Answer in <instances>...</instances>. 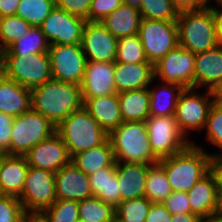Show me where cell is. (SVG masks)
<instances>
[{
    "mask_svg": "<svg viewBox=\"0 0 222 222\" xmlns=\"http://www.w3.org/2000/svg\"><path fill=\"white\" fill-rule=\"evenodd\" d=\"M194 90L197 89L184 88L178 98L174 114L177 124L186 137L189 136L190 130L204 129L210 108L217 100L213 91L206 90L205 95H200Z\"/></svg>",
    "mask_w": 222,
    "mask_h": 222,
    "instance_id": "obj_10",
    "label": "cell"
},
{
    "mask_svg": "<svg viewBox=\"0 0 222 222\" xmlns=\"http://www.w3.org/2000/svg\"><path fill=\"white\" fill-rule=\"evenodd\" d=\"M210 170L217 181V192L218 194H222V157L214 156L211 158Z\"/></svg>",
    "mask_w": 222,
    "mask_h": 222,
    "instance_id": "obj_48",
    "label": "cell"
},
{
    "mask_svg": "<svg viewBox=\"0 0 222 222\" xmlns=\"http://www.w3.org/2000/svg\"><path fill=\"white\" fill-rule=\"evenodd\" d=\"M144 191L145 197L152 203H162L173 192L164 167L159 162L149 166Z\"/></svg>",
    "mask_w": 222,
    "mask_h": 222,
    "instance_id": "obj_32",
    "label": "cell"
},
{
    "mask_svg": "<svg viewBox=\"0 0 222 222\" xmlns=\"http://www.w3.org/2000/svg\"><path fill=\"white\" fill-rule=\"evenodd\" d=\"M218 8H215L213 6V16H214L216 39L218 43L222 45V9L220 7Z\"/></svg>",
    "mask_w": 222,
    "mask_h": 222,
    "instance_id": "obj_51",
    "label": "cell"
},
{
    "mask_svg": "<svg viewBox=\"0 0 222 222\" xmlns=\"http://www.w3.org/2000/svg\"><path fill=\"white\" fill-rule=\"evenodd\" d=\"M215 1H217L216 3L219 4L222 8V0H215Z\"/></svg>",
    "mask_w": 222,
    "mask_h": 222,
    "instance_id": "obj_58",
    "label": "cell"
},
{
    "mask_svg": "<svg viewBox=\"0 0 222 222\" xmlns=\"http://www.w3.org/2000/svg\"><path fill=\"white\" fill-rule=\"evenodd\" d=\"M56 133L65 143L70 157L78 152L97 147L108 139V134L84 106L65 118L56 127Z\"/></svg>",
    "mask_w": 222,
    "mask_h": 222,
    "instance_id": "obj_5",
    "label": "cell"
},
{
    "mask_svg": "<svg viewBox=\"0 0 222 222\" xmlns=\"http://www.w3.org/2000/svg\"><path fill=\"white\" fill-rule=\"evenodd\" d=\"M150 165L116 162L121 202L145 197V184Z\"/></svg>",
    "mask_w": 222,
    "mask_h": 222,
    "instance_id": "obj_23",
    "label": "cell"
},
{
    "mask_svg": "<svg viewBox=\"0 0 222 222\" xmlns=\"http://www.w3.org/2000/svg\"><path fill=\"white\" fill-rule=\"evenodd\" d=\"M20 0H0V18L16 15Z\"/></svg>",
    "mask_w": 222,
    "mask_h": 222,
    "instance_id": "obj_49",
    "label": "cell"
},
{
    "mask_svg": "<svg viewBox=\"0 0 222 222\" xmlns=\"http://www.w3.org/2000/svg\"><path fill=\"white\" fill-rule=\"evenodd\" d=\"M89 184L94 196L116 207L121 202L119 183L116 174V161L89 175Z\"/></svg>",
    "mask_w": 222,
    "mask_h": 222,
    "instance_id": "obj_27",
    "label": "cell"
},
{
    "mask_svg": "<svg viewBox=\"0 0 222 222\" xmlns=\"http://www.w3.org/2000/svg\"><path fill=\"white\" fill-rule=\"evenodd\" d=\"M151 204L146 197L122 201L115 207V222H145Z\"/></svg>",
    "mask_w": 222,
    "mask_h": 222,
    "instance_id": "obj_35",
    "label": "cell"
},
{
    "mask_svg": "<svg viewBox=\"0 0 222 222\" xmlns=\"http://www.w3.org/2000/svg\"><path fill=\"white\" fill-rule=\"evenodd\" d=\"M54 8V0H20L16 16L21 17L31 26H40Z\"/></svg>",
    "mask_w": 222,
    "mask_h": 222,
    "instance_id": "obj_34",
    "label": "cell"
},
{
    "mask_svg": "<svg viewBox=\"0 0 222 222\" xmlns=\"http://www.w3.org/2000/svg\"><path fill=\"white\" fill-rule=\"evenodd\" d=\"M3 50L0 48V75H2Z\"/></svg>",
    "mask_w": 222,
    "mask_h": 222,
    "instance_id": "obj_56",
    "label": "cell"
},
{
    "mask_svg": "<svg viewBox=\"0 0 222 222\" xmlns=\"http://www.w3.org/2000/svg\"><path fill=\"white\" fill-rule=\"evenodd\" d=\"M138 35L146 58L153 65L179 45L176 21L142 19Z\"/></svg>",
    "mask_w": 222,
    "mask_h": 222,
    "instance_id": "obj_9",
    "label": "cell"
},
{
    "mask_svg": "<svg viewBox=\"0 0 222 222\" xmlns=\"http://www.w3.org/2000/svg\"><path fill=\"white\" fill-rule=\"evenodd\" d=\"M55 7L89 21V9L92 0H54Z\"/></svg>",
    "mask_w": 222,
    "mask_h": 222,
    "instance_id": "obj_43",
    "label": "cell"
},
{
    "mask_svg": "<svg viewBox=\"0 0 222 222\" xmlns=\"http://www.w3.org/2000/svg\"><path fill=\"white\" fill-rule=\"evenodd\" d=\"M141 20V14L137 7L122 3L101 22L108 31L120 39L138 34Z\"/></svg>",
    "mask_w": 222,
    "mask_h": 222,
    "instance_id": "obj_26",
    "label": "cell"
},
{
    "mask_svg": "<svg viewBox=\"0 0 222 222\" xmlns=\"http://www.w3.org/2000/svg\"><path fill=\"white\" fill-rule=\"evenodd\" d=\"M174 7L181 11L200 10L209 6L210 0H172Z\"/></svg>",
    "mask_w": 222,
    "mask_h": 222,
    "instance_id": "obj_47",
    "label": "cell"
},
{
    "mask_svg": "<svg viewBox=\"0 0 222 222\" xmlns=\"http://www.w3.org/2000/svg\"><path fill=\"white\" fill-rule=\"evenodd\" d=\"M123 3V0H92L89 21H101Z\"/></svg>",
    "mask_w": 222,
    "mask_h": 222,
    "instance_id": "obj_42",
    "label": "cell"
},
{
    "mask_svg": "<svg viewBox=\"0 0 222 222\" xmlns=\"http://www.w3.org/2000/svg\"><path fill=\"white\" fill-rule=\"evenodd\" d=\"M71 162L86 175L111 166L115 158L109 139L97 147L76 153L71 157Z\"/></svg>",
    "mask_w": 222,
    "mask_h": 222,
    "instance_id": "obj_29",
    "label": "cell"
},
{
    "mask_svg": "<svg viewBox=\"0 0 222 222\" xmlns=\"http://www.w3.org/2000/svg\"><path fill=\"white\" fill-rule=\"evenodd\" d=\"M194 88L215 92L222 83V45L195 55Z\"/></svg>",
    "mask_w": 222,
    "mask_h": 222,
    "instance_id": "obj_21",
    "label": "cell"
},
{
    "mask_svg": "<svg viewBox=\"0 0 222 222\" xmlns=\"http://www.w3.org/2000/svg\"><path fill=\"white\" fill-rule=\"evenodd\" d=\"M116 162L154 165V155L145 121L123 122L108 134Z\"/></svg>",
    "mask_w": 222,
    "mask_h": 222,
    "instance_id": "obj_3",
    "label": "cell"
},
{
    "mask_svg": "<svg viewBox=\"0 0 222 222\" xmlns=\"http://www.w3.org/2000/svg\"><path fill=\"white\" fill-rule=\"evenodd\" d=\"M184 87L175 83H165L161 88L149 89L150 117H168L175 114L178 98Z\"/></svg>",
    "mask_w": 222,
    "mask_h": 222,
    "instance_id": "obj_30",
    "label": "cell"
},
{
    "mask_svg": "<svg viewBox=\"0 0 222 222\" xmlns=\"http://www.w3.org/2000/svg\"><path fill=\"white\" fill-rule=\"evenodd\" d=\"M2 74L27 89H33L52 79L48 52L3 55Z\"/></svg>",
    "mask_w": 222,
    "mask_h": 222,
    "instance_id": "obj_6",
    "label": "cell"
},
{
    "mask_svg": "<svg viewBox=\"0 0 222 222\" xmlns=\"http://www.w3.org/2000/svg\"><path fill=\"white\" fill-rule=\"evenodd\" d=\"M25 214L18 198L0 195V222H22Z\"/></svg>",
    "mask_w": 222,
    "mask_h": 222,
    "instance_id": "obj_41",
    "label": "cell"
},
{
    "mask_svg": "<svg viewBox=\"0 0 222 222\" xmlns=\"http://www.w3.org/2000/svg\"><path fill=\"white\" fill-rule=\"evenodd\" d=\"M154 80V65L150 62H115L114 82L117 93L148 88Z\"/></svg>",
    "mask_w": 222,
    "mask_h": 222,
    "instance_id": "obj_20",
    "label": "cell"
},
{
    "mask_svg": "<svg viewBox=\"0 0 222 222\" xmlns=\"http://www.w3.org/2000/svg\"><path fill=\"white\" fill-rule=\"evenodd\" d=\"M204 129L209 143L222 150V102L216 100L211 106ZM210 154L211 157H222V154Z\"/></svg>",
    "mask_w": 222,
    "mask_h": 222,
    "instance_id": "obj_40",
    "label": "cell"
},
{
    "mask_svg": "<svg viewBox=\"0 0 222 222\" xmlns=\"http://www.w3.org/2000/svg\"><path fill=\"white\" fill-rule=\"evenodd\" d=\"M172 214L161 202L152 203L145 222H171Z\"/></svg>",
    "mask_w": 222,
    "mask_h": 222,
    "instance_id": "obj_46",
    "label": "cell"
},
{
    "mask_svg": "<svg viewBox=\"0 0 222 222\" xmlns=\"http://www.w3.org/2000/svg\"><path fill=\"white\" fill-rule=\"evenodd\" d=\"M24 156L28 166L46 169L54 173L71 162L67 147L56 132L32 147Z\"/></svg>",
    "mask_w": 222,
    "mask_h": 222,
    "instance_id": "obj_16",
    "label": "cell"
},
{
    "mask_svg": "<svg viewBox=\"0 0 222 222\" xmlns=\"http://www.w3.org/2000/svg\"><path fill=\"white\" fill-rule=\"evenodd\" d=\"M13 117L0 112V155H10Z\"/></svg>",
    "mask_w": 222,
    "mask_h": 222,
    "instance_id": "obj_45",
    "label": "cell"
},
{
    "mask_svg": "<svg viewBox=\"0 0 222 222\" xmlns=\"http://www.w3.org/2000/svg\"><path fill=\"white\" fill-rule=\"evenodd\" d=\"M32 26L19 16L0 18V48L4 51L28 33Z\"/></svg>",
    "mask_w": 222,
    "mask_h": 222,
    "instance_id": "obj_36",
    "label": "cell"
},
{
    "mask_svg": "<svg viewBox=\"0 0 222 222\" xmlns=\"http://www.w3.org/2000/svg\"><path fill=\"white\" fill-rule=\"evenodd\" d=\"M171 222H205L199 215L191 212L172 215Z\"/></svg>",
    "mask_w": 222,
    "mask_h": 222,
    "instance_id": "obj_50",
    "label": "cell"
},
{
    "mask_svg": "<svg viewBox=\"0 0 222 222\" xmlns=\"http://www.w3.org/2000/svg\"><path fill=\"white\" fill-rule=\"evenodd\" d=\"M22 222H47L40 213H26Z\"/></svg>",
    "mask_w": 222,
    "mask_h": 222,
    "instance_id": "obj_52",
    "label": "cell"
},
{
    "mask_svg": "<svg viewBox=\"0 0 222 222\" xmlns=\"http://www.w3.org/2000/svg\"><path fill=\"white\" fill-rule=\"evenodd\" d=\"M215 217L222 219V194H218V206Z\"/></svg>",
    "mask_w": 222,
    "mask_h": 222,
    "instance_id": "obj_53",
    "label": "cell"
},
{
    "mask_svg": "<svg viewBox=\"0 0 222 222\" xmlns=\"http://www.w3.org/2000/svg\"><path fill=\"white\" fill-rule=\"evenodd\" d=\"M40 214L47 222H77L79 220L78 201L56 200Z\"/></svg>",
    "mask_w": 222,
    "mask_h": 222,
    "instance_id": "obj_39",
    "label": "cell"
},
{
    "mask_svg": "<svg viewBox=\"0 0 222 222\" xmlns=\"http://www.w3.org/2000/svg\"><path fill=\"white\" fill-rule=\"evenodd\" d=\"M81 45L88 61L115 62L116 60L118 39L101 21H86Z\"/></svg>",
    "mask_w": 222,
    "mask_h": 222,
    "instance_id": "obj_15",
    "label": "cell"
},
{
    "mask_svg": "<svg viewBox=\"0 0 222 222\" xmlns=\"http://www.w3.org/2000/svg\"><path fill=\"white\" fill-rule=\"evenodd\" d=\"M79 220L83 222H115V207L97 196L78 201Z\"/></svg>",
    "mask_w": 222,
    "mask_h": 222,
    "instance_id": "obj_33",
    "label": "cell"
},
{
    "mask_svg": "<svg viewBox=\"0 0 222 222\" xmlns=\"http://www.w3.org/2000/svg\"><path fill=\"white\" fill-rule=\"evenodd\" d=\"M142 0H123L124 4L131 5L133 7H140Z\"/></svg>",
    "mask_w": 222,
    "mask_h": 222,
    "instance_id": "obj_54",
    "label": "cell"
},
{
    "mask_svg": "<svg viewBox=\"0 0 222 222\" xmlns=\"http://www.w3.org/2000/svg\"><path fill=\"white\" fill-rule=\"evenodd\" d=\"M162 203L172 215L191 212L187 192L173 191Z\"/></svg>",
    "mask_w": 222,
    "mask_h": 222,
    "instance_id": "obj_44",
    "label": "cell"
},
{
    "mask_svg": "<svg viewBox=\"0 0 222 222\" xmlns=\"http://www.w3.org/2000/svg\"><path fill=\"white\" fill-rule=\"evenodd\" d=\"M29 166L24 155H0V193L19 198Z\"/></svg>",
    "mask_w": 222,
    "mask_h": 222,
    "instance_id": "obj_22",
    "label": "cell"
},
{
    "mask_svg": "<svg viewBox=\"0 0 222 222\" xmlns=\"http://www.w3.org/2000/svg\"><path fill=\"white\" fill-rule=\"evenodd\" d=\"M216 99L222 102V83L219 88L214 92Z\"/></svg>",
    "mask_w": 222,
    "mask_h": 222,
    "instance_id": "obj_55",
    "label": "cell"
},
{
    "mask_svg": "<svg viewBox=\"0 0 222 222\" xmlns=\"http://www.w3.org/2000/svg\"><path fill=\"white\" fill-rule=\"evenodd\" d=\"M31 91V109L56 127L72 112L83 107L81 86L51 79Z\"/></svg>",
    "mask_w": 222,
    "mask_h": 222,
    "instance_id": "obj_1",
    "label": "cell"
},
{
    "mask_svg": "<svg viewBox=\"0 0 222 222\" xmlns=\"http://www.w3.org/2000/svg\"><path fill=\"white\" fill-rule=\"evenodd\" d=\"M211 155L194 142L170 157L159 160L173 191L188 192L210 171Z\"/></svg>",
    "mask_w": 222,
    "mask_h": 222,
    "instance_id": "obj_2",
    "label": "cell"
},
{
    "mask_svg": "<svg viewBox=\"0 0 222 222\" xmlns=\"http://www.w3.org/2000/svg\"><path fill=\"white\" fill-rule=\"evenodd\" d=\"M176 23L179 46L195 55L219 45L216 39L213 6L200 10L181 11Z\"/></svg>",
    "mask_w": 222,
    "mask_h": 222,
    "instance_id": "obj_4",
    "label": "cell"
},
{
    "mask_svg": "<svg viewBox=\"0 0 222 222\" xmlns=\"http://www.w3.org/2000/svg\"><path fill=\"white\" fill-rule=\"evenodd\" d=\"M86 20L55 7L40 25L50 45L81 44Z\"/></svg>",
    "mask_w": 222,
    "mask_h": 222,
    "instance_id": "obj_14",
    "label": "cell"
},
{
    "mask_svg": "<svg viewBox=\"0 0 222 222\" xmlns=\"http://www.w3.org/2000/svg\"><path fill=\"white\" fill-rule=\"evenodd\" d=\"M119 108L124 122L146 121L150 116L149 88L118 93Z\"/></svg>",
    "mask_w": 222,
    "mask_h": 222,
    "instance_id": "obj_28",
    "label": "cell"
},
{
    "mask_svg": "<svg viewBox=\"0 0 222 222\" xmlns=\"http://www.w3.org/2000/svg\"><path fill=\"white\" fill-rule=\"evenodd\" d=\"M205 222H222V219L217 218V217H213L212 219L207 220V221H205Z\"/></svg>",
    "mask_w": 222,
    "mask_h": 222,
    "instance_id": "obj_57",
    "label": "cell"
},
{
    "mask_svg": "<svg viewBox=\"0 0 222 222\" xmlns=\"http://www.w3.org/2000/svg\"><path fill=\"white\" fill-rule=\"evenodd\" d=\"M10 155H25L32 147L56 132L46 117L30 109L13 119Z\"/></svg>",
    "mask_w": 222,
    "mask_h": 222,
    "instance_id": "obj_7",
    "label": "cell"
},
{
    "mask_svg": "<svg viewBox=\"0 0 222 222\" xmlns=\"http://www.w3.org/2000/svg\"><path fill=\"white\" fill-rule=\"evenodd\" d=\"M138 9L148 20L176 21L179 14L172 0H142Z\"/></svg>",
    "mask_w": 222,
    "mask_h": 222,
    "instance_id": "obj_37",
    "label": "cell"
},
{
    "mask_svg": "<svg viewBox=\"0 0 222 222\" xmlns=\"http://www.w3.org/2000/svg\"><path fill=\"white\" fill-rule=\"evenodd\" d=\"M115 62L142 63L148 62L138 34L118 39Z\"/></svg>",
    "mask_w": 222,
    "mask_h": 222,
    "instance_id": "obj_38",
    "label": "cell"
},
{
    "mask_svg": "<svg viewBox=\"0 0 222 222\" xmlns=\"http://www.w3.org/2000/svg\"><path fill=\"white\" fill-rule=\"evenodd\" d=\"M18 199L25 213H41L49 208L57 200L55 173L29 166L24 188Z\"/></svg>",
    "mask_w": 222,
    "mask_h": 222,
    "instance_id": "obj_11",
    "label": "cell"
},
{
    "mask_svg": "<svg viewBox=\"0 0 222 222\" xmlns=\"http://www.w3.org/2000/svg\"><path fill=\"white\" fill-rule=\"evenodd\" d=\"M48 54L52 79L81 85L87 62L81 44H53Z\"/></svg>",
    "mask_w": 222,
    "mask_h": 222,
    "instance_id": "obj_12",
    "label": "cell"
},
{
    "mask_svg": "<svg viewBox=\"0 0 222 222\" xmlns=\"http://www.w3.org/2000/svg\"><path fill=\"white\" fill-rule=\"evenodd\" d=\"M145 123L151 149L159 160L179 153L192 144L181 131L174 115L149 116Z\"/></svg>",
    "mask_w": 222,
    "mask_h": 222,
    "instance_id": "obj_8",
    "label": "cell"
},
{
    "mask_svg": "<svg viewBox=\"0 0 222 222\" xmlns=\"http://www.w3.org/2000/svg\"><path fill=\"white\" fill-rule=\"evenodd\" d=\"M57 200L81 201L93 196L89 175L79 170L72 162L55 173Z\"/></svg>",
    "mask_w": 222,
    "mask_h": 222,
    "instance_id": "obj_18",
    "label": "cell"
},
{
    "mask_svg": "<svg viewBox=\"0 0 222 222\" xmlns=\"http://www.w3.org/2000/svg\"><path fill=\"white\" fill-rule=\"evenodd\" d=\"M115 62L88 61L85 66L84 78L81 83L83 103L88 98L115 94L114 82Z\"/></svg>",
    "mask_w": 222,
    "mask_h": 222,
    "instance_id": "obj_17",
    "label": "cell"
},
{
    "mask_svg": "<svg viewBox=\"0 0 222 222\" xmlns=\"http://www.w3.org/2000/svg\"><path fill=\"white\" fill-rule=\"evenodd\" d=\"M50 44L42 33L40 26H32L28 33L12 43L3 55H19L48 52Z\"/></svg>",
    "mask_w": 222,
    "mask_h": 222,
    "instance_id": "obj_31",
    "label": "cell"
},
{
    "mask_svg": "<svg viewBox=\"0 0 222 222\" xmlns=\"http://www.w3.org/2000/svg\"><path fill=\"white\" fill-rule=\"evenodd\" d=\"M195 54L179 45L154 65L155 79L194 88Z\"/></svg>",
    "mask_w": 222,
    "mask_h": 222,
    "instance_id": "obj_13",
    "label": "cell"
},
{
    "mask_svg": "<svg viewBox=\"0 0 222 222\" xmlns=\"http://www.w3.org/2000/svg\"><path fill=\"white\" fill-rule=\"evenodd\" d=\"M191 213L205 221L215 217L218 206L217 181L211 170L203 176L188 192Z\"/></svg>",
    "mask_w": 222,
    "mask_h": 222,
    "instance_id": "obj_19",
    "label": "cell"
},
{
    "mask_svg": "<svg viewBox=\"0 0 222 222\" xmlns=\"http://www.w3.org/2000/svg\"><path fill=\"white\" fill-rule=\"evenodd\" d=\"M83 106L107 134L124 122L119 108L118 93L88 98Z\"/></svg>",
    "mask_w": 222,
    "mask_h": 222,
    "instance_id": "obj_24",
    "label": "cell"
},
{
    "mask_svg": "<svg viewBox=\"0 0 222 222\" xmlns=\"http://www.w3.org/2000/svg\"><path fill=\"white\" fill-rule=\"evenodd\" d=\"M31 109V91L0 75V112L15 118Z\"/></svg>",
    "mask_w": 222,
    "mask_h": 222,
    "instance_id": "obj_25",
    "label": "cell"
}]
</instances>
